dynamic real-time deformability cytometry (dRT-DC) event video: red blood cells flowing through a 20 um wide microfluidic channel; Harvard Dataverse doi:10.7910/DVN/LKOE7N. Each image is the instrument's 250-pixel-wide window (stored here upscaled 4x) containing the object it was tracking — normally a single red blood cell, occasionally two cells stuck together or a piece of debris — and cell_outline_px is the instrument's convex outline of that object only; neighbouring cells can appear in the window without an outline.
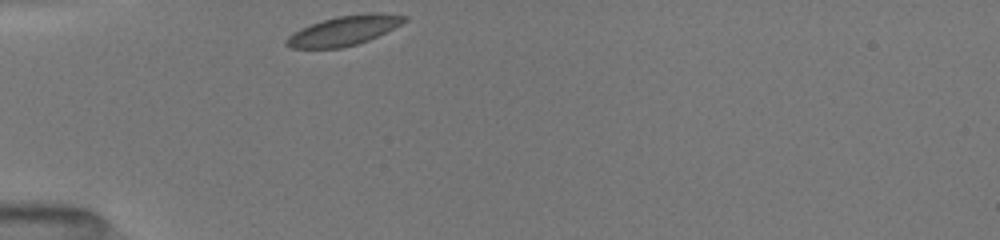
{"species": "common noctule bat (a hibernating species)", "species_latin": "Nyctalus noctula", "temperature_condition": "room temperature", "stored_images_in_passage": 29, "camera_frame_rate_fps": 3000, "um_per_image_px": 0.085, "animal": {"sex": "female", "body_mass_g": 19.5, "forearm_length_mm": 54.1}, "frame": {"image": 1, "passage_image": 1, "time_ms": 0.0, "image_size_px": [1000, 240], "cell_outline_px": [[408, 20], [368, 40], [356, 44], [340, 48], [292, 48], [284, 44], [284, 40], [292, 32], [300, 28], [336, 16], [364, 12], [376, 12], [408, 16]], "centroid_in_image_um": [29.2, 2.59], "position_along_channel_um": 55.8, "area_um2": 20.29}}
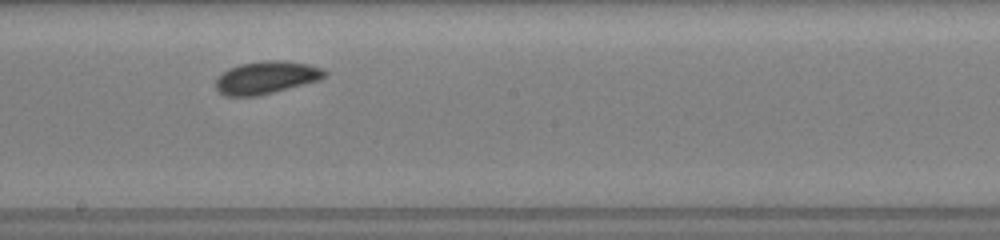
{"frame": {"image": 2, "passage_image": 15, "time_ms": 4.667, "image_size_px": [1000, 240], "cell_outline_px": [[328, 72], [320, 80], [256, 96], [224, 96], [216, 88], [216, 80], [224, 72], [240, 64], [268, 60], [280, 60], [308, 64], [324, 68]], "centroid_in_image_um": [22.67, 6.59], "position_along_channel_um": 225.5, "area_um2": 20.4}}
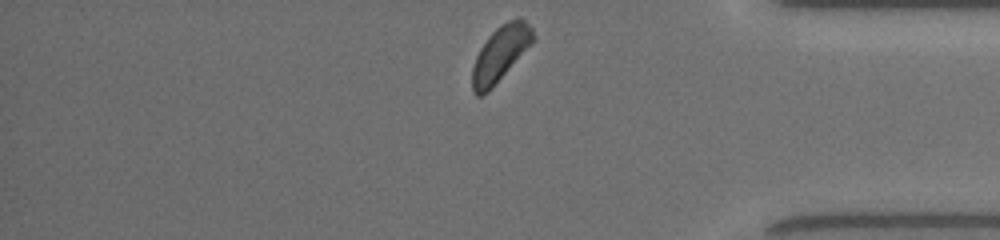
{"frame": {"image": 3, "passage_image": 29, "time_ms": 9.333, "image_size_px": [1000, 240], "cell_outline_px": [[536, 36], [492, 88], [488, 92], [480, 96], [476, 96], [472, 92], [472, 68], [476, 56], [480, 48], [488, 36], [500, 24], [516, 16], [520, 16], [532, 28]], "centroid_in_image_um": [42.49, 4.54], "position_along_channel_um": 392.7, "area_um2": 19.31}, "authors_computed_cell_mechanics": {"area_um2": 20.1144, "velocity_mm_per_s": 3.9324, "shape_relaxation_time_tau1_ms": 1.8133, "shape_relaxation_time_tau2_ms": null, "deformation_change_tau1": 0.0608, "deformation_change_tau2": null}}